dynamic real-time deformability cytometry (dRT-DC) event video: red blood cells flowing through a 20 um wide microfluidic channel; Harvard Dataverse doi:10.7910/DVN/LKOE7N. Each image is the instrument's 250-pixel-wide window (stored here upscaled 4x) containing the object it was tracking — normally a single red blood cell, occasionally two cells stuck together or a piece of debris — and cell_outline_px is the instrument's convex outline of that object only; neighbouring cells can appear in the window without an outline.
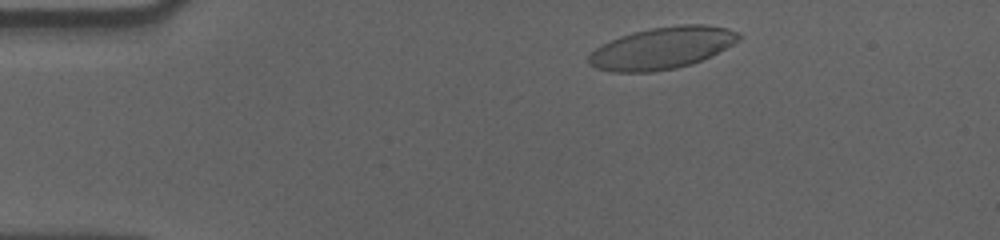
{"species": "human", "species_latin": "Homo sapiens", "temperature_condition": "cold", "stored_images_in_passage": 52, "camera_frame_rate_fps": 3000, "um_per_image_px": 0.085, "donor": {"sex": "male"}, "frame": {"image": 1, "passage_image": 4, "time_ms": 1.0, "image_size_px": [1000, 240], "cell_outline_px": [[740, 40], [692, 64], [676, 68], [652, 72], [608, 72], [596, 68], [588, 64], [588, 56], [600, 44], [620, 36], [632, 32], [652, 28], [684, 24], [704, 24], [728, 28], [736, 32], [740, 36]], "centroid_in_image_um": [56.21, 4.09], "position_along_channel_um": 28.8, "area_um2": 36.47}}
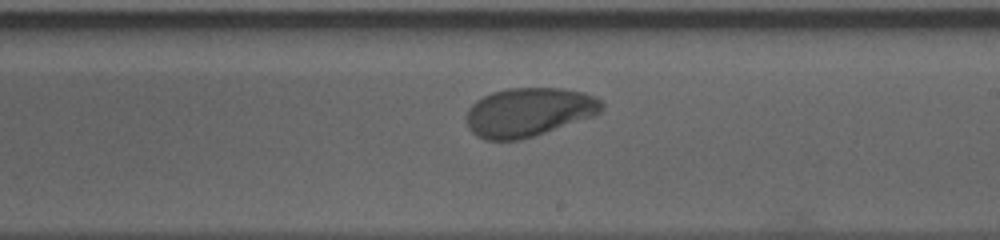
{"frame": {"image": 2, "passage_image": 28, "time_ms": 9.0, "image_size_px": [1000, 240], "cell_outline_px": [[604, 108], [600, 112], [592, 116], [520, 140], [484, 140], [476, 136], [468, 128], [464, 120], [468, 108], [476, 100], [492, 92], [508, 88], [564, 88], [584, 92], [596, 96], [604, 104]], "centroid_in_image_um": [44.9, 9.52], "position_along_channel_um": 244.1, "area_um2": 38.61}}
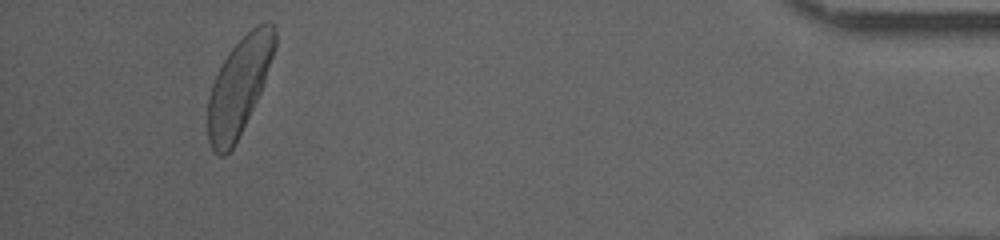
{"frame": {"image": 3, "passage_image": 48, "time_ms": 15.667, "image_size_px": [1000, 240], "cell_outline_px": [[276, 48], [260, 92], [232, 148], [224, 156], [220, 156], [212, 148], [208, 140], [208, 96], [212, 84], [228, 52], [256, 24], [264, 20], [272, 24], [276, 28]], "centroid_in_image_um": [20.33, 7.28], "position_along_channel_um": 414.9, "area_um2": 37.17}, "authors_computed_cell_mechanics": {"area_um2": 38.1769, "velocity_mm_per_s": 3.5223, "shape_relaxation_time_tau1_ms": 2.9326, "shape_relaxation_time_tau2_ms": 11.2635, "deformation_change_tau1": 0.133, "deformation_change_tau2": 0.1597}}